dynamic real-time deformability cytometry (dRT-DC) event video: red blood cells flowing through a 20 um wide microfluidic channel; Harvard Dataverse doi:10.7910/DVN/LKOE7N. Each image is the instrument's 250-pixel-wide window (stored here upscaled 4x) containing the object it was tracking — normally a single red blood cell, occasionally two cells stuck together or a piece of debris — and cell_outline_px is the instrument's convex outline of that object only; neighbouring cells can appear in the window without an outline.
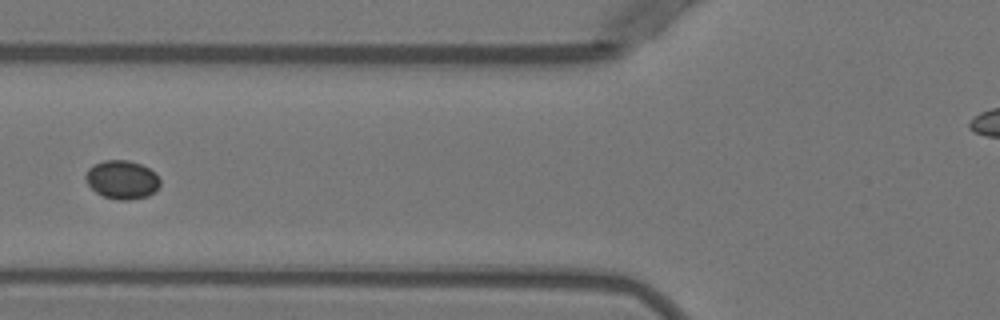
{"species": "Egyptian fruit bat (a non-hibernating species)", "species_latin": "Rousettus aegyptiacus", "temperature_condition": "warm", "stored_images_in_passage": 5, "camera_frame_rate_fps": 3000, "um_per_image_px": 0.085, "animal": {"sex": "female"}, "frame": {"image": 1, "passage_image": 4, "time_ms": 4.667, "image_size_px": [1000, 320], "cell_outline_px": [[160, 184], [148, 196], [128, 200], [116, 200], [104, 196], [96, 192], [88, 184], [84, 176], [88, 168], [104, 160], [128, 160], [140, 164], [156, 172], [160, 180]], "centroid_in_image_um": [10.37, 15.27], "position_along_channel_um": 115.4, "area_um2": 16.65}}
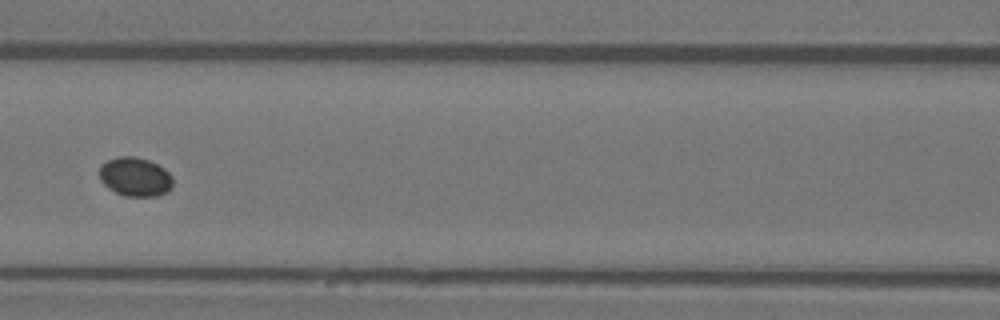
{"frame": {"image": 2, "passage_image": 5, "time_ms": 5.667, "image_size_px": [1000, 320], "cell_outline_px": [[172, 188], [168, 192], [156, 196], [124, 196], [108, 188], [100, 180], [100, 168], [108, 160], [116, 156], [136, 156], [148, 160], [164, 168], [172, 176]], "centroid_in_image_um": [11.51, 15.03], "position_along_channel_um": 155.1, "area_um2": 16.7}}